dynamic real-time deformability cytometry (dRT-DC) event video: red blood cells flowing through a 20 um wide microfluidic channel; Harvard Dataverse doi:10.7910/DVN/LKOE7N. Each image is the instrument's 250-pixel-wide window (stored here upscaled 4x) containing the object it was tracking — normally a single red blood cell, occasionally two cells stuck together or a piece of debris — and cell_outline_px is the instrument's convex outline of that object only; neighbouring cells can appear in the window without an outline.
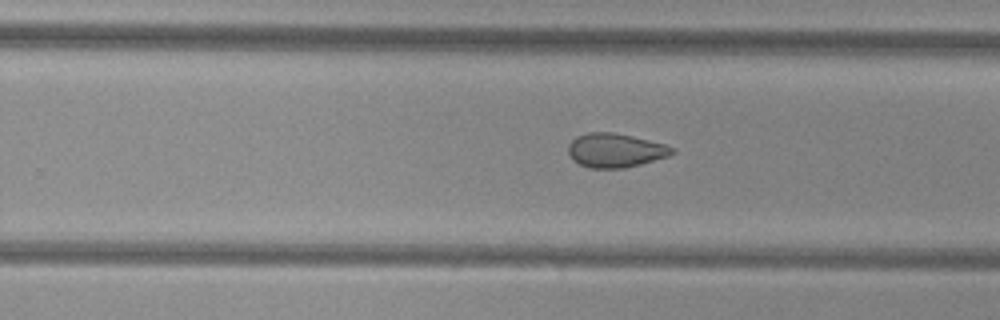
{"species": "common noctule bat (a hibernating species)", "species_latin": "Nyctalus noctula", "temperature_condition": "cold", "stored_images_in_passage": 20, "camera_frame_rate_fps": 3000, "um_per_image_px": 0.085, "animal": {"sex": "female", "body_mass_g": 29.2, "forearm_length_mm": 56.3}, "frame": {"image": 1, "passage_image": 12, "time_ms": 3.667, "image_size_px": [1000, 320], "cell_outline_px": [[676, 152], [668, 156], [640, 164], [624, 168], [588, 168], [572, 160], [568, 152], [568, 144], [576, 136], [588, 132], [612, 132], [632, 136], [664, 144], [676, 148]], "centroid_in_image_um": [52.28, 12.78], "position_along_channel_um": 277.5, "area_um2": 20.63}}